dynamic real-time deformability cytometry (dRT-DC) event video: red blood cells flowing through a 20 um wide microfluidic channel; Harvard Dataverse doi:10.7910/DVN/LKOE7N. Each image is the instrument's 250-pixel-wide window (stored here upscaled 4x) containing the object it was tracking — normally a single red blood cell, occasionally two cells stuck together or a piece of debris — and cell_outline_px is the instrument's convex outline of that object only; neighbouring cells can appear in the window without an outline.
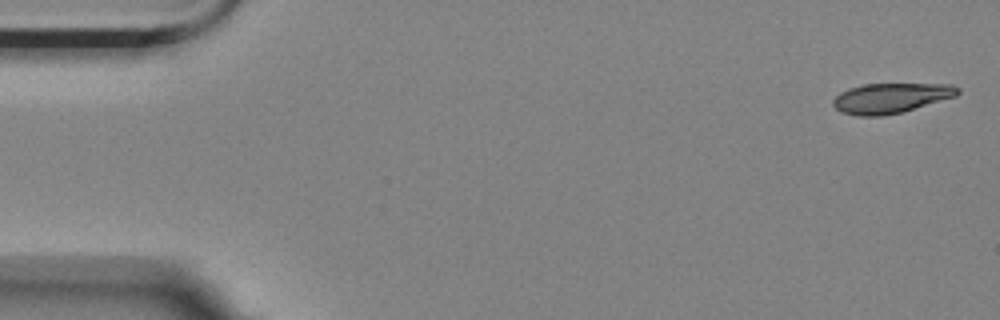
{"species": "Egyptian fruit bat (a non-hibernating species)", "species_latin": "Rousettus aegyptiacus", "temperature_condition": "room temperature", "stored_images_in_passage": 5, "camera_frame_rate_fps": 3000, "um_per_image_px": 0.085, "animal": {"sex": "female"}, "frame": {"image": 1, "passage_image": 1, "time_ms": 0.0, "image_size_px": [1000, 320], "cell_outline_px": [[960, 92], [956, 96], [900, 112], [880, 116], [856, 116], [840, 112], [832, 104], [832, 100], [840, 92], [848, 88], [864, 84], [952, 84], [960, 88]], "centroid_in_image_um": [75.68, 8.33], "position_along_channel_um": 9.3, "area_um2": 21.73}}
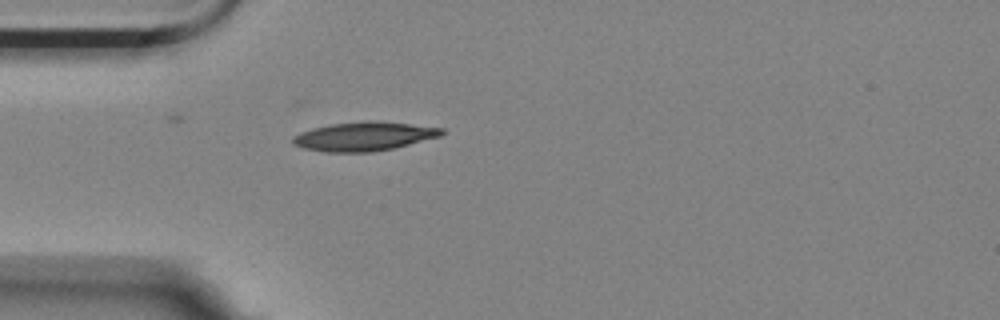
{"frame": {"image": 2, "passage_image": 5, "time_ms": 1.333, "image_size_px": [1000, 320], "cell_outline_px": [[444, 132], [440, 136], [392, 148], [372, 152], [324, 152], [304, 148], [292, 144], [292, 136], [300, 132], [312, 128], [332, 124], [368, 120], [408, 124], [444, 128]], "centroid_in_image_um": [30.88, 11.59], "position_along_channel_um": 54.1, "area_um2": 24.85}}